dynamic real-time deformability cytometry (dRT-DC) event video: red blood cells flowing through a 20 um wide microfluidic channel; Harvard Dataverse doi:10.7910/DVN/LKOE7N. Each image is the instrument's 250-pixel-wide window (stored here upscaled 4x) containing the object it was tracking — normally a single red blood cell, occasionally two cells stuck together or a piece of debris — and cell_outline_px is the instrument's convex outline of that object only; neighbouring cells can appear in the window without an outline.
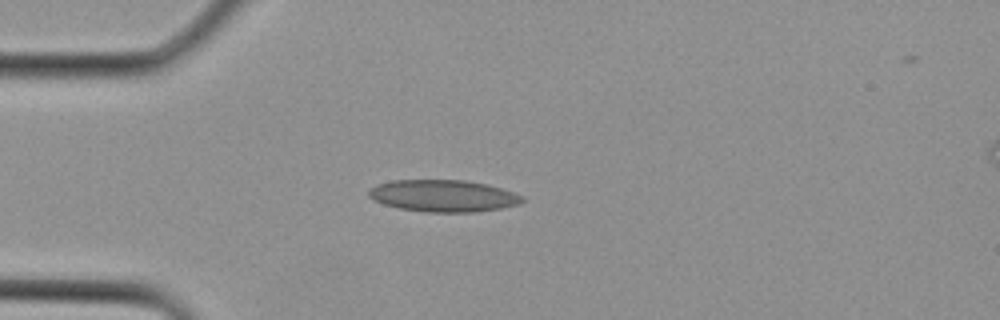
{"species": "Egyptian fruit bat (a non-hibernating species)", "species_latin": "Rousettus aegyptiacus", "temperature_condition": "cold", "stored_images_in_passage": 2, "camera_frame_rate_fps": 3000, "um_per_image_px": 0.085, "animal": {"sex": "female"}, "frame": {"image": 1, "passage_image": 1, "time_ms": 0.0, "image_size_px": [1000, 320], "cell_outline_px": [[524, 200], [520, 204], [500, 208], [476, 212], [424, 212], [400, 208], [384, 204], [372, 200], [368, 196], [368, 188], [376, 184], [392, 180], [464, 180], [488, 184], [524, 196]], "centroid_in_image_um": [37.65, 16.64], "position_along_channel_um": 47.4, "area_um2": 28.73}}